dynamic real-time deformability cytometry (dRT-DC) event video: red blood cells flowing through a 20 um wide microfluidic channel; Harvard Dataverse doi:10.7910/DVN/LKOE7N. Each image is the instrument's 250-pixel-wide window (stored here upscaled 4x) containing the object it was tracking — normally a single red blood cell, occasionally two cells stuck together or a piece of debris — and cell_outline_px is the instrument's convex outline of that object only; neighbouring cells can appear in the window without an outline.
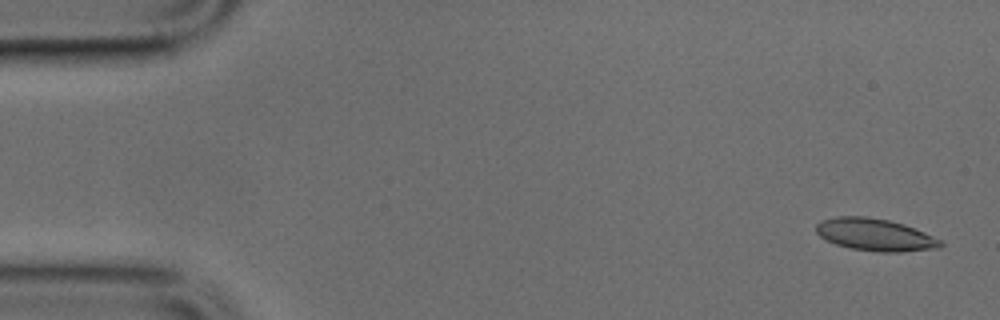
{"species": "common noctule bat (a hibernating species)", "species_latin": "Nyctalus noctula", "temperature_condition": "cold", "stored_images_in_passage": 49, "camera_frame_rate_fps": 3000, "um_per_image_px": 0.085, "animal": {"sex": "male", "body_mass_g": 17.9, "forearm_length_mm": 54.2}, "frame": {"image": 1, "passage_image": 2, "time_ms": 0.333, "image_size_px": [1000, 320], "cell_outline_px": [[944, 244], [940, 248], [900, 252], [880, 252], [852, 248], [836, 244], [820, 236], [816, 232], [816, 224], [820, 220], [836, 216], [864, 216], [888, 220], [904, 224], [924, 232], [940, 240]], "centroid_in_image_um": [74.38, 19.94], "position_along_channel_um": 10.6, "area_um2": 23.29}}
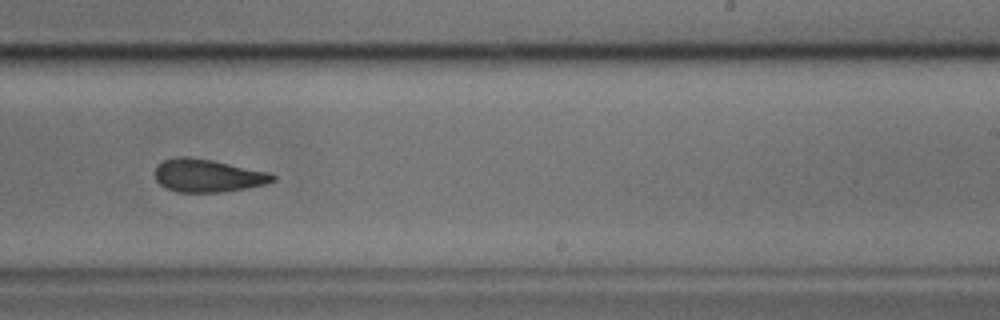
{"frame": {"image": 2, "passage_image": 30, "time_ms": 9.667, "image_size_px": [1000, 320], "cell_outline_px": [[276, 180], [264, 184], [244, 188], [220, 192], [176, 192], [160, 184], [156, 180], [156, 164], [164, 160], [176, 156], [184, 156], [212, 160], [272, 172], [276, 176]], "centroid_in_image_um": [17.67, 14.91], "position_along_channel_um": 271.3, "area_um2": 22.6}}
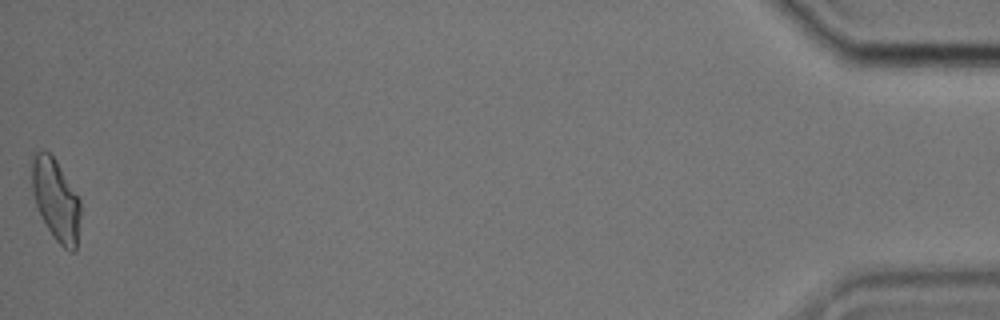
{"frame": {"image": 3, "passage_image": 49, "time_ms": 16.0, "image_size_px": [1000, 320], "cell_outline_px": [[80, 216], [76, 252], [72, 252], [64, 248], [52, 236], [36, 204], [32, 192], [32, 152], [44, 148], [56, 160], [80, 200]], "centroid_in_image_um": [4.74, 16.96], "position_along_channel_um": 430.5, "area_um2": 23.06}}